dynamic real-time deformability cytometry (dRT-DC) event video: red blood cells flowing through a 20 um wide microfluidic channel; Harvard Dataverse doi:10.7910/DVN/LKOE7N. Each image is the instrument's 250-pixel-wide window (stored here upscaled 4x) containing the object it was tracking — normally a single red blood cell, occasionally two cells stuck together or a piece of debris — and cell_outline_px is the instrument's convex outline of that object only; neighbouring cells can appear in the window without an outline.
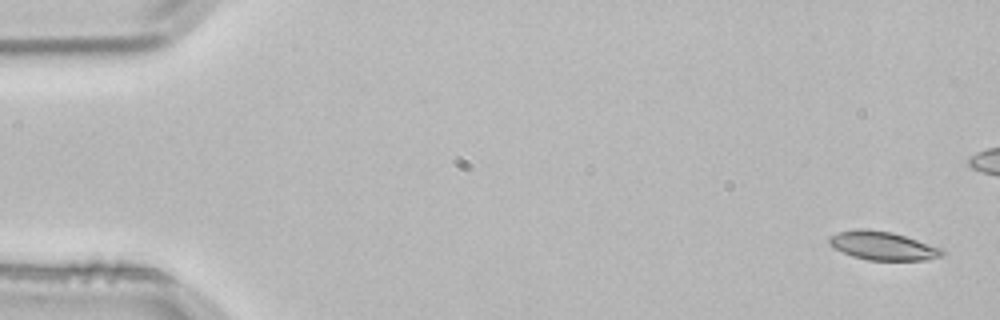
{"species": "common noctule bat (a hibernating species)", "species_latin": "Nyctalus noctula", "temperature_condition": "room temperature", "stored_images_in_passage": 5, "camera_frame_rate_fps": 3000, "um_per_image_px": 0.085, "animal": {"sex": "male", "body_mass_g": 21.5, "forearm_length_mm": 52.0}, "frame": {"image": 1, "passage_image": 1, "time_ms": 0.0, "image_size_px": [1000, 320], "cell_outline_px": [[944, 252], [940, 256], [924, 260], [868, 260], [852, 256], [832, 248], [828, 244], [828, 236], [840, 232], [892, 232], [940, 248]], "centroid_in_image_um": [75.0, 20.94], "position_along_channel_um": 10.0, "area_um2": 17.8}}